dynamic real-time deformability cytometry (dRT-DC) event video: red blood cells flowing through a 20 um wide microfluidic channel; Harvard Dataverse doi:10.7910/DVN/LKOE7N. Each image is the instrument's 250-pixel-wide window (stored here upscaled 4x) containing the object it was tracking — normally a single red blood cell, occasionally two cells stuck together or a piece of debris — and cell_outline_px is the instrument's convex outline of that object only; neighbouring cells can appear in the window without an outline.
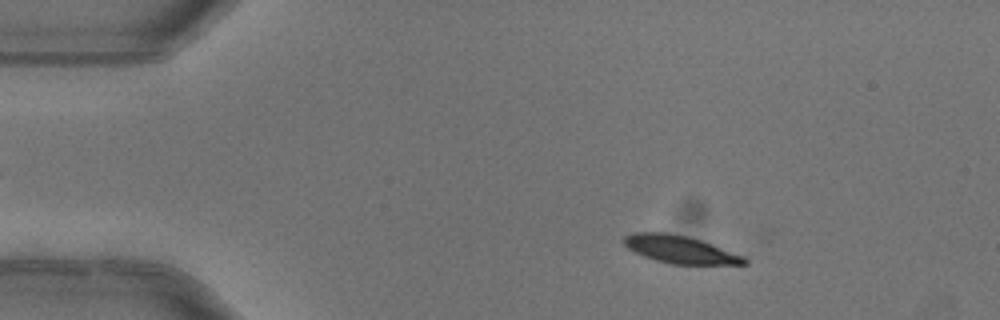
{"species": "common noctule bat (a hibernating species)", "species_latin": "Nyctalus noctula", "temperature_condition": "warm", "stored_images_in_passage": 3, "camera_frame_rate_fps": 3000, "um_per_image_px": 0.085, "animal": {"sex": "female"}, "frame": {"image": 1, "passage_image": 1, "time_ms": 0.0, "image_size_px": [1000, 320], "cell_outline_px": [[748, 264], [672, 264], [656, 260], [644, 256], [628, 248], [620, 240], [624, 236], [632, 232], [668, 232], [688, 236], [704, 240], [744, 256], [748, 260]], "centroid_in_image_um": [57.81, 21.18], "position_along_channel_um": 27.2, "area_um2": 19.65}}